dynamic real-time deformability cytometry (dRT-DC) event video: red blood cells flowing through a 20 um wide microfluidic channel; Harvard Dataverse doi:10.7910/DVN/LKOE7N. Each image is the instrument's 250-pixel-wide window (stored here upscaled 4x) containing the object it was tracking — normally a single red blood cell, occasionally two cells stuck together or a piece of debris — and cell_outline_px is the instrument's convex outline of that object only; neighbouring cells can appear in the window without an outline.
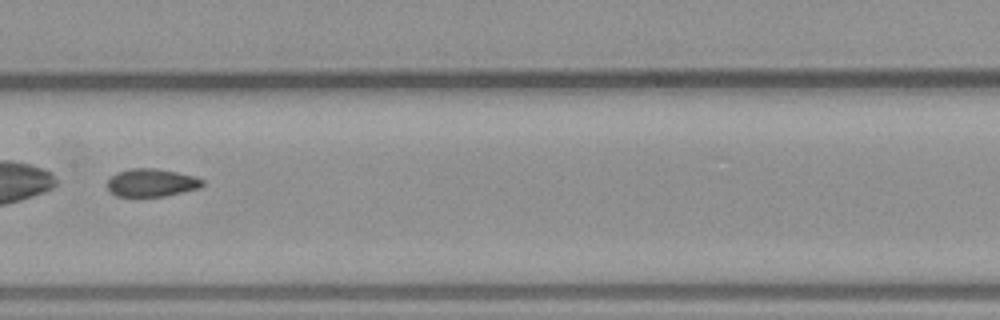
{"species": "common noctule bat (a hibernating species)", "species_latin": "Nyctalus noctula", "temperature_condition": "warm", "stored_images_in_passage": 43, "camera_frame_rate_fps": 3000, "um_per_image_px": 0.085, "animal": {"sex": "male", "body_mass_g": 23.1, "forearm_length_mm": 52.7}, "frame": {"image": 1, "passage_image": 22, "time_ms": 7.0, "image_size_px": [1000, 320], "cell_outline_px": [[204, 184], [200, 188], [164, 196], [116, 196], [108, 188], [108, 180], [116, 172], [132, 168], [156, 168], [196, 176], [204, 180]], "centroid_in_image_um": [12.91, 15.52], "position_along_channel_um": 194.5, "area_um2": 15.43}}
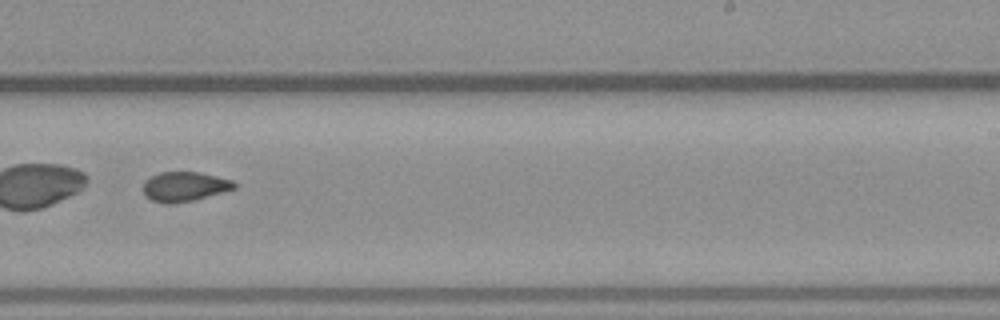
{"frame": {"image": 2, "passage_image": 27, "time_ms": 8.667, "image_size_px": [1000, 320], "cell_outline_px": [[236, 188], [192, 200], [168, 204], [164, 204], [152, 200], [144, 196], [144, 180], [160, 172], [200, 172], [232, 180], [236, 184]], "centroid_in_image_um": [15.66, 15.85], "position_along_channel_um": 273.3, "area_um2": 15.55}}